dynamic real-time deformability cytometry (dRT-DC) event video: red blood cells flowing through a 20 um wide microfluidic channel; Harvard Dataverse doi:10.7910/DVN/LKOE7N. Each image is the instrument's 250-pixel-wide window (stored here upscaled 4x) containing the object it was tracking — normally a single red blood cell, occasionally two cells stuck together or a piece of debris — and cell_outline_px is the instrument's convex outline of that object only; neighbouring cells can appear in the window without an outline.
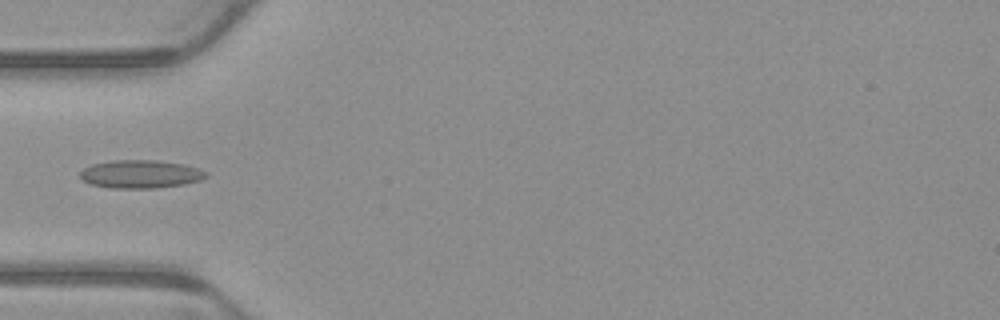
{"species": "common noctule bat (a hibernating species)", "species_latin": "Nyctalus noctula", "temperature_condition": "warm", "stored_images_in_passage": 6, "camera_frame_rate_fps": 3000, "um_per_image_px": 0.085, "animal": {"sex": "male", "body_mass_g": 23.1, "forearm_length_mm": 52.7}, "frame": {"image": 1, "passage_image": 5, "time_ms": 1.333, "image_size_px": [1000, 320], "cell_outline_px": [[208, 176], [200, 180], [184, 184], [156, 188], [112, 188], [88, 184], [80, 176], [80, 172], [84, 168], [92, 164], [112, 160], [156, 160], [184, 164], [208, 172]], "centroid_in_image_um": [11.94, 14.8], "position_along_channel_um": 73.1, "area_um2": 20.69}}
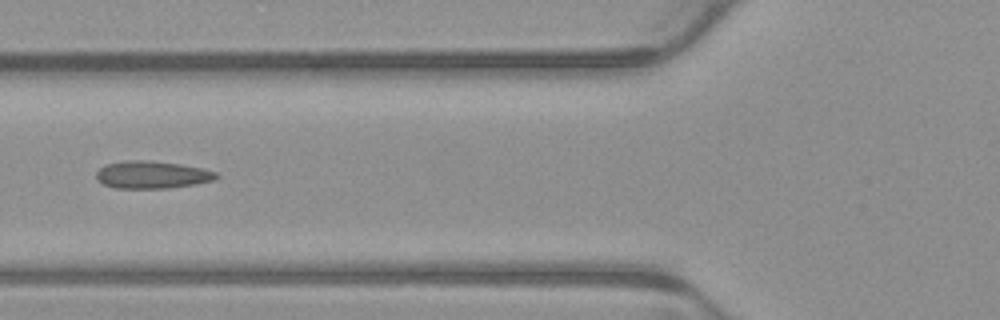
{"frame": {"image": 2, "passage_image": 6, "time_ms": 1.667, "image_size_px": [1000, 320], "cell_outline_px": [[220, 176], [216, 180], [196, 184], [168, 188], [116, 188], [104, 184], [96, 180], [96, 172], [104, 164], [124, 160], [148, 160], [180, 164], [204, 168], [216, 172]], "centroid_in_image_um": [12.93, 14.85], "position_along_channel_um": 112.9, "area_um2": 19.48}}